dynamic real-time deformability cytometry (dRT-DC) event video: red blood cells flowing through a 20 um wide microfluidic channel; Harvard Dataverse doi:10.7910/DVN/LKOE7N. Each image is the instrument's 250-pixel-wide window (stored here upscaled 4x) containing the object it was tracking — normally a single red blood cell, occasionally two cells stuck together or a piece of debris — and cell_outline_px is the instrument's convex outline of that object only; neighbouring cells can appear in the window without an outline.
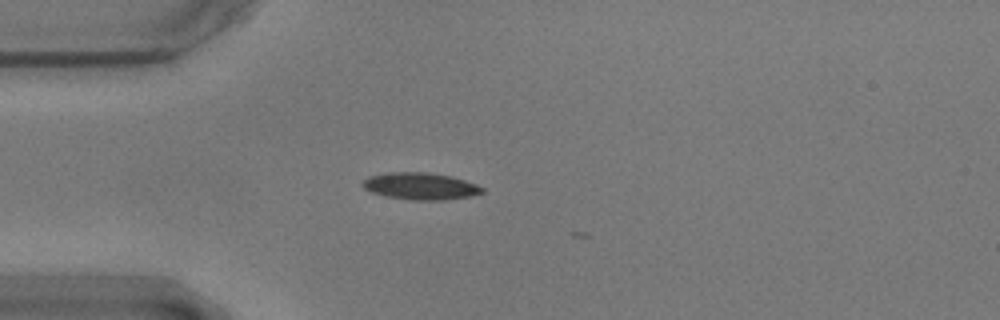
{"species": "common noctule bat (a hibernating species)", "species_latin": "Nyctalus noctula", "temperature_condition": "warm", "stored_images_in_passage": 2, "camera_frame_rate_fps": 3000, "um_per_image_px": 0.085, "animal": {"sex": "male", "body_mass_g": 17.9}, "frame": {"image": 1, "passage_image": 1, "time_ms": 0.0, "image_size_px": [1000, 320], "cell_outline_px": [[484, 192], [472, 196], [444, 200], [412, 200], [388, 196], [372, 192], [364, 188], [360, 184], [368, 176], [388, 172], [428, 172], [452, 176], [476, 184], [484, 188]], "centroid_in_image_um": [35.75, 15.81], "position_along_channel_um": 49.2, "area_um2": 18.84}}